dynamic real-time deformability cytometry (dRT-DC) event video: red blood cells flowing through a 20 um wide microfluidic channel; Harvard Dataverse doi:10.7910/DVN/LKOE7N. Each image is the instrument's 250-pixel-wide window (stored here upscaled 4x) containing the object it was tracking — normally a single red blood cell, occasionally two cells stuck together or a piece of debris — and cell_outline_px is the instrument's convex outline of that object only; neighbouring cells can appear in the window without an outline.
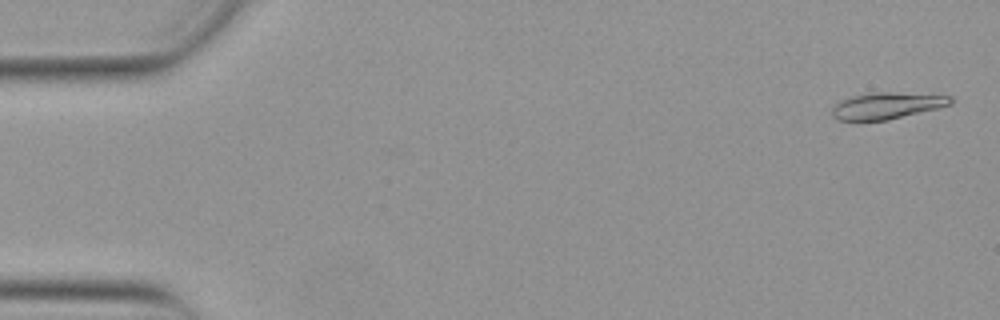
{"species": "Egyptian fruit bat (a non-hibernating species)", "species_latin": "Rousettus aegyptiacus", "temperature_condition": "warm", "stored_images_in_passage": 53, "camera_frame_rate_fps": 3000, "um_per_image_px": 0.085, "animal": {"sex": "female"}, "frame": {"image": 1, "passage_image": 2, "time_ms": 0.333, "image_size_px": [1000, 320], "cell_outline_px": [[952, 104], [888, 120], [836, 120], [832, 116], [832, 108], [840, 100], [852, 96], [868, 92], [892, 92], [952, 96]], "centroid_in_image_um": [75.34, 8.97], "position_along_channel_um": 9.7, "area_um2": 18.21}}
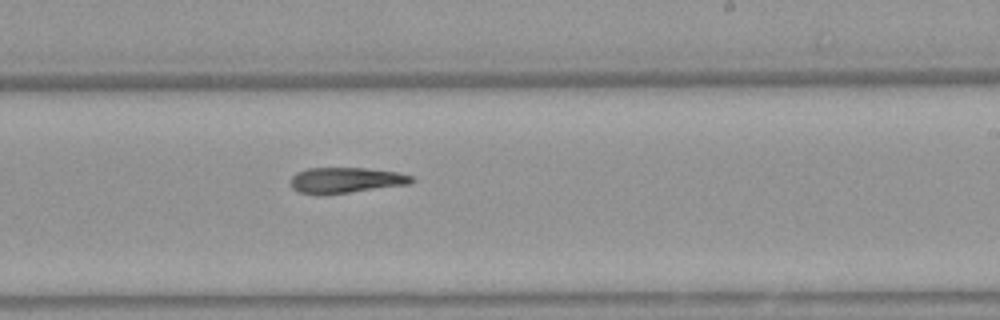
{"frame": {"image": 2, "passage_image": 32, "time_ms": 10.333, "image_size_px": [1000, 320], "cell_outline_px": [[416, 180], [412, 184], [348, 192], [300, 192], [292, 188], [288, 184], [288, 180], [296, 172], [308, 168], [368, 168], [400, 172], [412, 176]], "centroid_in_image_um": [29.45, 15.28], "position_along_channel_um": 259.5, "area_um2": 17.86}}
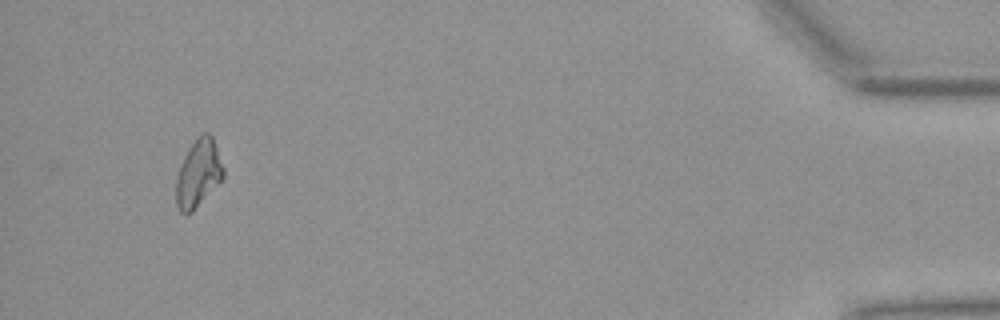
{"frame": {"image": 3, "passage_image": 50, "time_ms": 16.333, "image_size_px": [1000, 320], "cell_outline_px": [[224, 180], [192, 212], [180, 212], [176, 204], [176, 176], [180, 164], [188, 148], [196, 136], [200, 132], [208, 132], [212, 136], [224, 168]], "centroid_in_image_um": [16.87, 14.71], "position_along_channel_um": 418.3, "area_um2": 19.02}}